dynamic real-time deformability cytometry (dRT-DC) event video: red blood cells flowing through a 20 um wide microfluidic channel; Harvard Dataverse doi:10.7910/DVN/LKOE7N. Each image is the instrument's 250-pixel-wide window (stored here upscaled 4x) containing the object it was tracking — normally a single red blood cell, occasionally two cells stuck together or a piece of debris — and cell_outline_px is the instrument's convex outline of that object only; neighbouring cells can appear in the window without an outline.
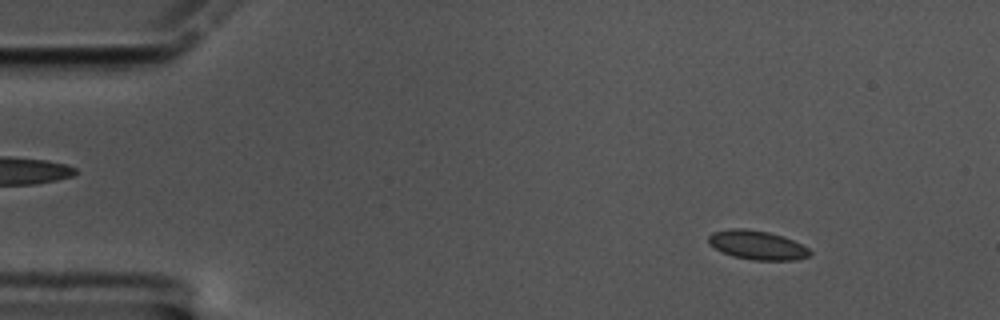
{"species": "common noctule bat (a hibernating species)", "species_latin": "Nyctalus noctula", "temperature_condition": "cold", "stored_images_in_passage": 59, "camera_frame_rate_fps": 3000, "um_per_image_px": 0.085, "animal": {"sex": "male", "body_mass_g": 17.5, "forearm_length_mm": 52.3}, "frame": {"image": 1, "passage_image": 7, "time_ms": 2.0, "image_size_px": [1000, 320], "cell_outline_px": [[812, 252], [808, 256], [796, 260], [752, 260], [732, 256], [708, 244], [708, 236], [712, 232], [728, 228], [744, 228], [768, 232], [784, 236], [808, 248]], "centroid_in_image_um": [64.34, 20.82], "position_along_channel_um": 20.7, "area_um2": 17.17}}
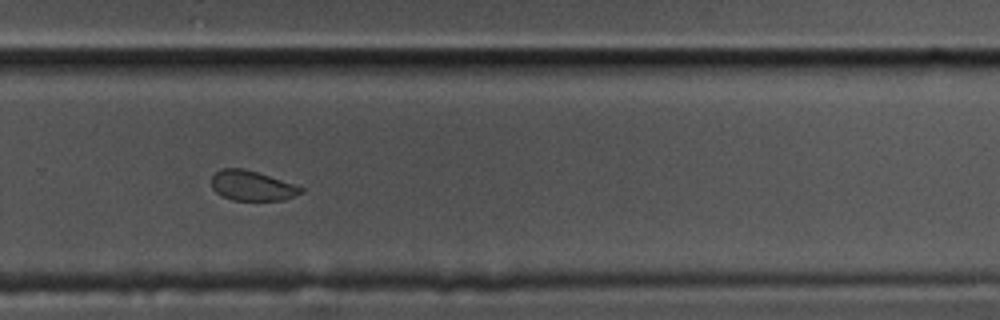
{"frame": {"image": 2, "passage_image": 40, "time_ms": 13.0, "image_size_px": [1000, 320], "cell_outline_px": [[304, 192], [284, 200], [232, 200], [216, 192], [212, 188], [212, 176], [220, 168], [244, 168], [296, 184], [304, 188]], "centroid_in_image_um": [21.45, 15.78], "position_along_channel_um": 308.4, "area_um2": 15.66}}
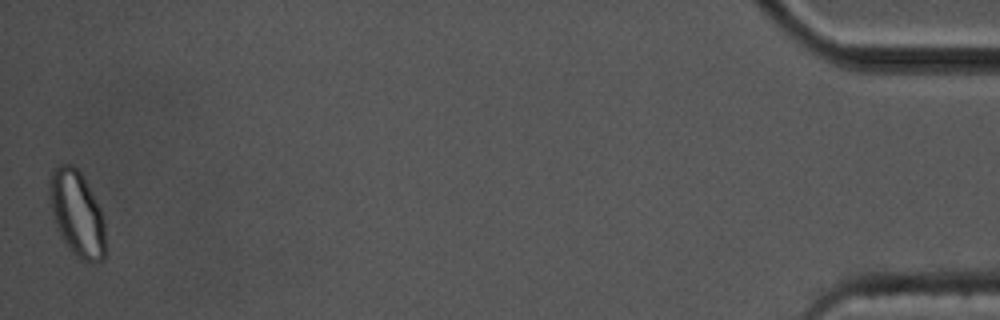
{"frame": {"image": 3, "passage_image": 59, "time_ms": 19.333, "image_size_px": [1000, 320], "cell_outline_px": [[104, 260], [92, 264], [76, 256], [60, 236], [56, 228], [52, 212], [48, 192], [48, 180], [52, 172], [60, 164], [72, 164], [80, 172], [100, 208], [104, 220]], "centroid_in_image_um": [6.52, 18.16], "position_along_channel_um": 428.7, "area_um2": 27.74}, "authors_computed_cell_mechanics": {"area_um2": 17.1666, "velocity_mm_per_s": 3.3678, "shape_relaxation_time_tau1_ms": 7.905, "shape_relaxation_time_tau2_ms": 1.3601, "deformation_change_tau1": 0.0922, "deformation_change_tau2": 0.0556}}